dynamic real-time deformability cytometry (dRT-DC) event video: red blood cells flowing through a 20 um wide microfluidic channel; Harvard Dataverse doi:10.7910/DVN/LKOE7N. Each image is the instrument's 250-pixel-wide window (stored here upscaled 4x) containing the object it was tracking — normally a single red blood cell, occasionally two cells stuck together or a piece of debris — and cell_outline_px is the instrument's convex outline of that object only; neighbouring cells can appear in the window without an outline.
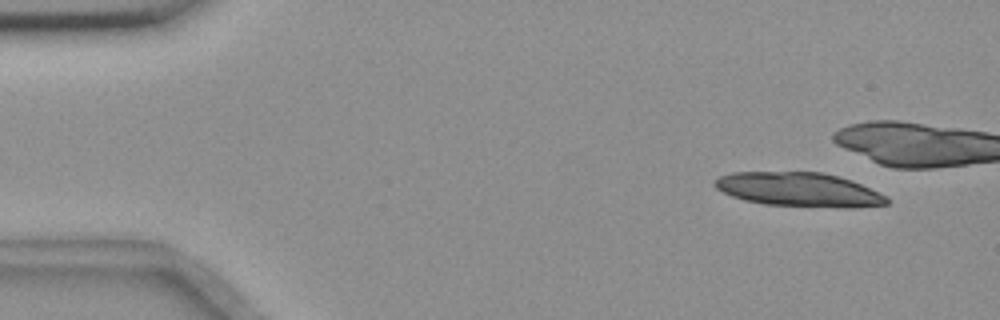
{"species": "common noctule bat (a hibernating species)", "species_latin": "Nyctalus noctula", "temperature_condition": "room temperature", "stored_images_in_passage": 8, "camera_frame_rate_fps": 3000, "um_per_image_px": 0.085, "animal": {"sex": "female", "body_mass_g": 18.4}, "frame": {"image": 1, "passage_image": 2, "time_ms": 1.333, "image_size_px": [1000, 320], "cell_outline_px": [[888, 204], [856, 208], [840, 208], [764, 204], [744, 200], [732, 196], [716, 188], [712, 184], [720, 176], [732, 172], [820, 172], [840, 176], [852, 180], [884, 196], [888, 200]], "centroid_in_image_um": [67.9, 16.12], "position_along_channel_um": 17.1, "area_um2": 34.1}}